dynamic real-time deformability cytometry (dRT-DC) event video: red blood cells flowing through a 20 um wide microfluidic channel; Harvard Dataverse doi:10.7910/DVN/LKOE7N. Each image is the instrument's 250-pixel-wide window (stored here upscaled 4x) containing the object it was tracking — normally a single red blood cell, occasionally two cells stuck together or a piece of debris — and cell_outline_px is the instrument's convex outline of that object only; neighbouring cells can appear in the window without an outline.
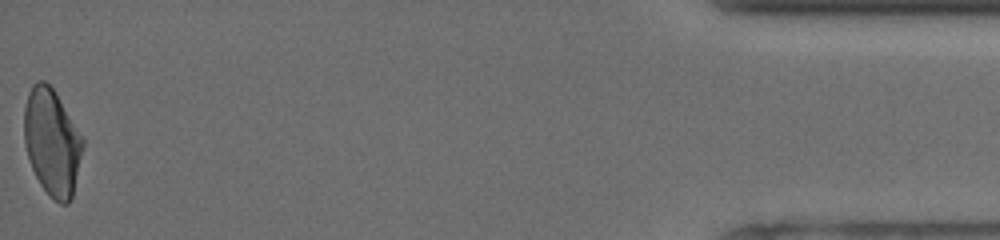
{"species": "human", "species_latin": "Homo sapiens", "temperature_condition": "cold", "stored_images_in_passage": 55, "camera_frame_rate_fps": 3000, "um_per_image_px": 0.085, "donor": {"sex": "male"}, "frame": {"image": 1, "passage_image": 55, "time_ms": 18.0, "image_size_px": [1000, 240], "cell_outline_px": [[84, 144], [72, 196], [68, 204], [60, 204], [40, 184], [32, 168], [24, 144], [24, 108], [28, 92], [32, 84], [36, 80], [44, 80], [56, 92], [84, 140]], "centroid_in_image_um": [4.4, 12.04], "position_along_channel_um": 430.8, "area_um2": 36.18}, "authors_computed_cell_mechanics": {"area_um2": 35.7782, "velocity_mm_per_s": 3.8337, "shape_relaxation_time_tau1_ms": 4.9812, "shape_relaxation_time_tau2_ms": 2.195, "deformation_change_tau1": 0.1506, "deformation_change_tau2": 0.0573}}